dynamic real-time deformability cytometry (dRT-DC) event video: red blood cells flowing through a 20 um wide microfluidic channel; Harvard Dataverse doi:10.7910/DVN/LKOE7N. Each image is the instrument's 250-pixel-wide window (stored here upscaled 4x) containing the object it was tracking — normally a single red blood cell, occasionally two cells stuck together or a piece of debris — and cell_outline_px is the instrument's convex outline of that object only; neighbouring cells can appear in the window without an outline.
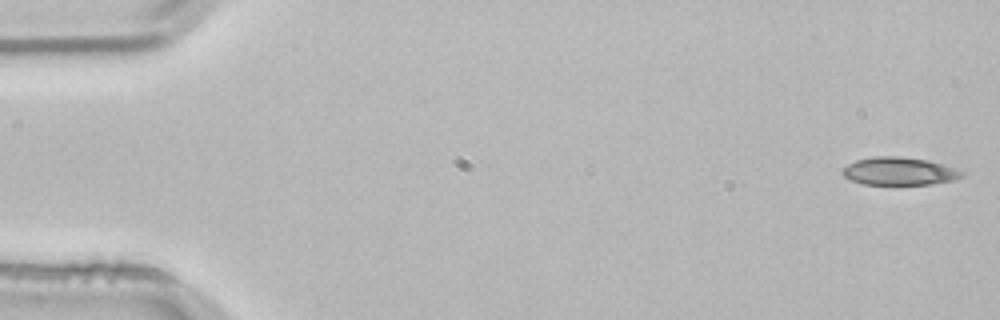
{"species": "common noctule bat (a hibernating species)", "species_latin": "Nyctalus noctula", "temperature_condition": "room temperature", "stored_images_in_passage": 4, "camera_frame_rate_fps": 3000, "um_per_image_px": 0.085, "animal": {"sex": "male", "body_mass_g": 21.5, "forearm_length_mm": 52.0}, "frame": {"image": 1, "passage_image": 1, "time_ms": 0.0, "image_size_px": [1000, 320], "cell_outline_px": [[964, 176], [952, 180], [932, 184], [896, 188], [864, 184], [852, 180], [844, 176], [840, 172], [848, 164], [856, 160], [872, 156], [900, 156], [928, 160], [964, 172]], "centroid_in_image_um": [76.39, 14.6], "position_along_channel_um": 8.6, "area_um2": 20.17}}
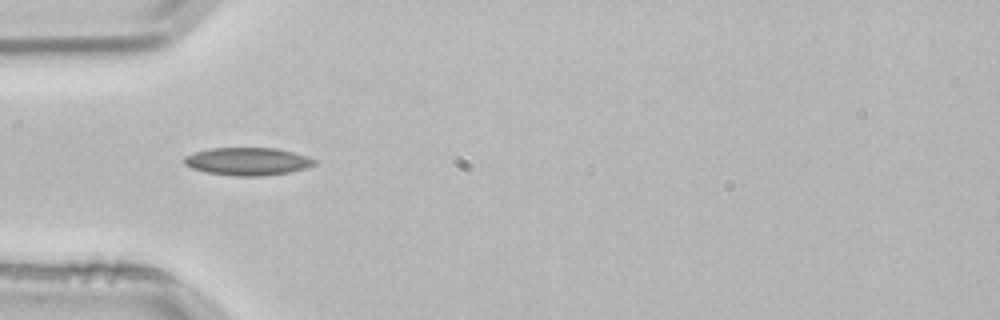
{"frame": {"image": 2, "passage_image": 4, "time_ms": 1.0, "image_size_px": [1000, 320], "cell_outline_px": [[316, 164], [304, 168], [288, 172], [264, 176], [232, 176], [208, 172], [192, 168], [184, 164], [184, 156], [196, 152], [212, 148], [276, 148], [292, 152], [316, 160]], "centroid_in_image_um": [21.02, 13.72], "position_along_channel_um": 64.0, "area_um2": 20.81}}